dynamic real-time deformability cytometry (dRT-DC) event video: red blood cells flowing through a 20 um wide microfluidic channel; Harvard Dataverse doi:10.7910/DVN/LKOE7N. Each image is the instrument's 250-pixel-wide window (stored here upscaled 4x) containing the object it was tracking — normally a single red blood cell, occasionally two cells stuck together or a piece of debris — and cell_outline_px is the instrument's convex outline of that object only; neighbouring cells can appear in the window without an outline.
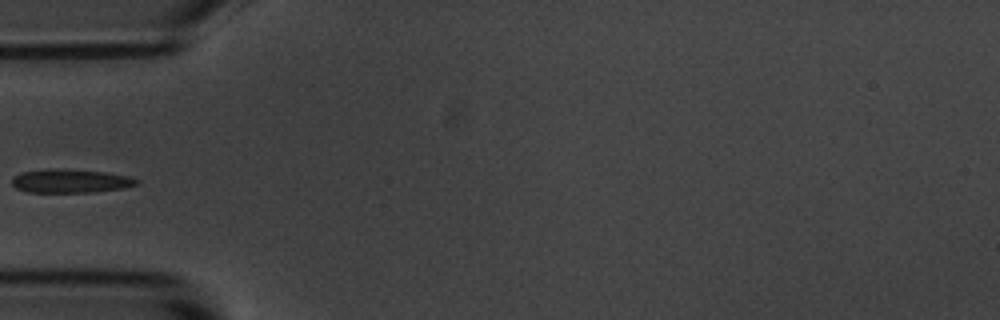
{"species": "common noctule bat (a hibernating species)", "species_latin": "Nyctalus noctula", "temperature_condition": "room temperature", "stored_images_in_passage": 4, "camera_frame_rate_fps": 3000, "um_per_image_px": 0.085, "animal": {"sex": "male", "body_mass_g": 20.1, "forearm_length_mm": 53.5}, "frame": {"image": 1, "passage_image": 4, "time_ms": 4.333, "image_size_px": [1000, 320], "cell_outline_px": [[140, 180], [136, 184], [120, 188], [92, 192], [28, 192], [16, 188], [12, 184], [12, 176], [20, 172], [48, 168], [52, 168], [104, 172], [128, 176]], "centroid_in_image_um": [5.91, 15.37], "position_along_channel_um": 79.1, "area_um2": 17.05}}